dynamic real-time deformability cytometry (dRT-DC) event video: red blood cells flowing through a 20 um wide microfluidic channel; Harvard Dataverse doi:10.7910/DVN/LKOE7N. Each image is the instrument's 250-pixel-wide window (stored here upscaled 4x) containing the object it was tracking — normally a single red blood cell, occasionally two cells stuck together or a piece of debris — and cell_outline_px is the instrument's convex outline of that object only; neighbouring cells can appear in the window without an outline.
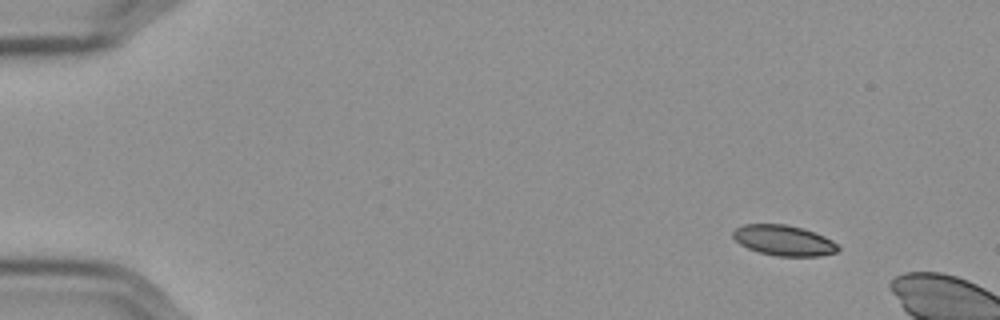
{"species": "Egyptian fruit bat (a non-hibernating species)", "species_latin": "Rousettus aegyptiacus", "temperature_condition": "cold", "stored_images_in_passage": 12, "camera_frame_rate_fps": 3000, "um_per_image_px": 0.085, "frame": {"image": 1, "passage_image": 6, "time_ms": 1.667, "image_size_px": [1000, 320], "cell_outline_px": [[840, 248], [836, 252], [820, 256], [776, 256], [760, 252], [748, 248], [740, 244], [732, 236], [732, 232], [736, 228], [744, 224], [784, 224], [804, 228], [824, 236], [832, 240]], "centroid_in_image_um": [66.62, 20.43], "position_along_channel_um": 18.4, "area_um2": 18.61}}